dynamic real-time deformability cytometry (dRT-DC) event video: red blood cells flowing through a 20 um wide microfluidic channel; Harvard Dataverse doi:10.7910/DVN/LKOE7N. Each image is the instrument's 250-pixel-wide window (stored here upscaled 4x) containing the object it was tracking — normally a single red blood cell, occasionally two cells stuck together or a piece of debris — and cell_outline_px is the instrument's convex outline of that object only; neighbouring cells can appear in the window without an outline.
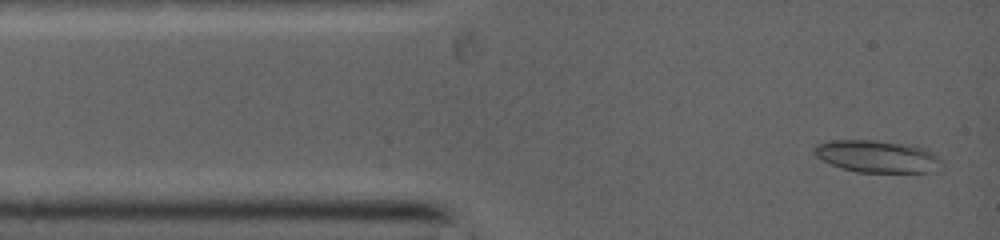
{"species": "common noctule bat (a hibernating species)", "species_latin": "Nyctalus noctula", "temperature_condition": "warm", "stored_images_in_passage": 34, "camera_frame_rate_fps": 5000, "um_per_image_px": 0.085, "animal": {"sex": "female", "body_mass_g": 19.0, "forearm_length_mm": 53.3}, "frame": {"image": 1, "passage_image": 1, "time_ms": 0.0, "image_size_px": [1000, 240], "cell_outline_px": [[932, 156], [928, 172], [856, 172], [832, 164], [816, 156], [816, 148], [820, 144], [836, 140], [868, 140], [892, 144], [912, 148], [924, 152]], "centroid_in_image_um": [74.25, 13.31], "position_along_channel_um": 10.7, "area_um2": 21.21}}
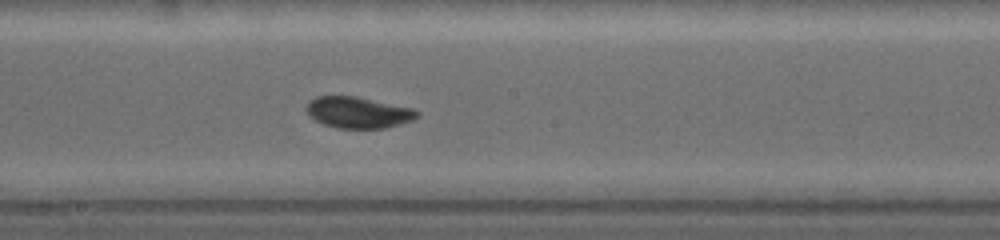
{"frame": {"image": 2, "passage_image": 16, "time_ms": 5.8, "image_size_px": [1000, 240], "cell_outline_px": [[420, 112], [412, 120], [400, 124], [384, 128], [340, 128], [324, 124], [316, 120], [308, 112], [308, 104], [316, 96], [352, 96], [412, 108]], "centroid_in_image_um": [30.47, 9.56], "position_along_channel_um": 217.7, "area_um2": 19.54}}
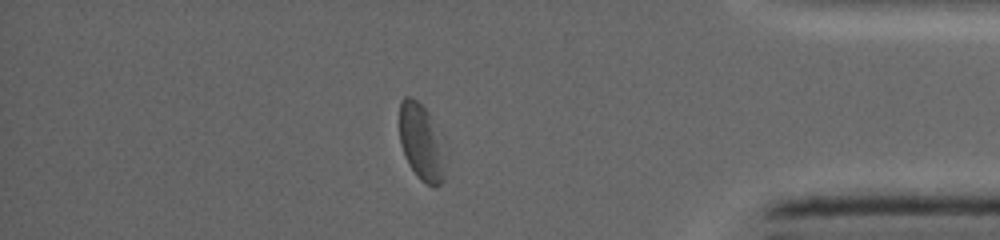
{"frame": {"image": 3, "passage_image": 29, "time_ms": 10.6, "image_size_px": [1000, 240], "cell_outline_px": [[444, 180], [436, 188], [432, 188], [420, 180], [416, 176], [408, 164], [404, 156], [400, 144], [400, 104], [404, 96], [408, 96], [416, 100], [424, 108], [428, 116], [444, 176]], "centroid_in_image_um": [35.66, 12.16], "position_along_channel_um": 399.5, "area_um2": 18.5}}